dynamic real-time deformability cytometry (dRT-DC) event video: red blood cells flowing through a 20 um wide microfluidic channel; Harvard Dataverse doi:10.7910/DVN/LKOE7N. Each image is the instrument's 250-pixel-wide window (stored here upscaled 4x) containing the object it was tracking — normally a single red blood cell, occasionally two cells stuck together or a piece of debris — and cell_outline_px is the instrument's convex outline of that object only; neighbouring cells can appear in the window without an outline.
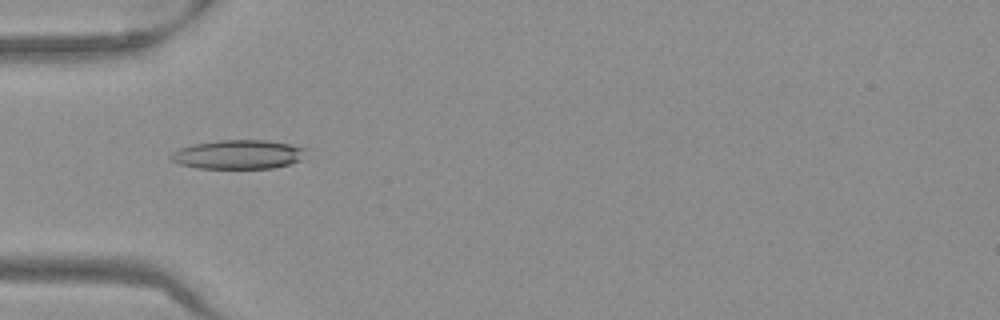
{"species": "Egyptian fruit bat (a non-hibernating species)", "species_latin": "Rousettus aegyptiacus", "temperature_condition": "warm", "stored_images_in_passage": 31, "camera_frame_rate_fps": 3000, "um_per_image_px": 0.085, "frame": {"image": 1, "passage_image": 2, "time_ms": 0.333, "image_size_px": [1000, 320], "cell_outline_px": [[292, 160], [284, 164], [260, 168], [216, 168], [212, 144], [276, 144], [292, 148]], "centroid_in_image_um": [21.31, 13.22], "position_along_channel_um": 63.7, "area_um2": 12.6}}
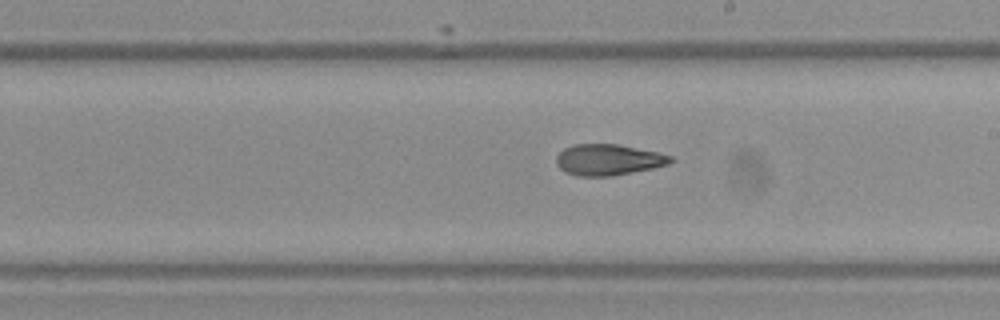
{"frame": {"image": 2, "passage_image": 15, "time_ms": 4.667, "image_size_px": [1000, 320], "cell_outline_px": [[668, 160], [660, 164], [620, 172], [580, 172], [596, 148], [624, 148], [644, 152], [660, 156]], "centroid_in_image_um": [52.69, 13.63], "position_along_channel_um": 236.3, "area_um2": 10.58}}
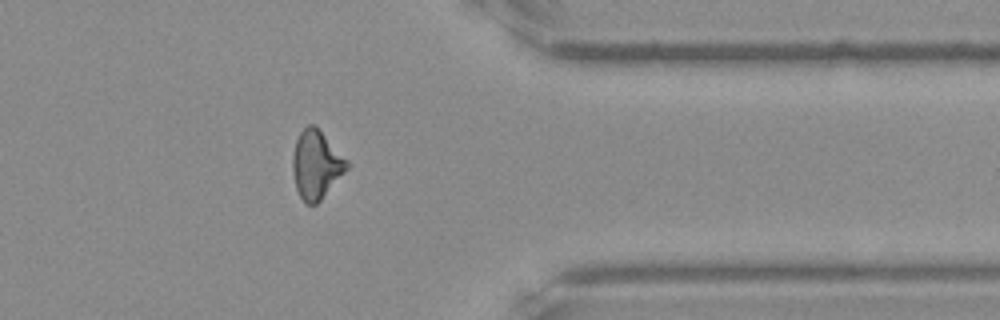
{"frame": {"image": 3, "passage_image": 27, "time_ms": 8.667, "image_size_px": [1000, 320], "cell_outline_px": [[344, 168], [320, 196], [316, 200], [300, 192], [300, 188], [316, 128], [340, 160]], "centroid_in_image_um": [27.2, 14.28], "position_along_channel_um": 384.2, "area_um2": 11.96}}